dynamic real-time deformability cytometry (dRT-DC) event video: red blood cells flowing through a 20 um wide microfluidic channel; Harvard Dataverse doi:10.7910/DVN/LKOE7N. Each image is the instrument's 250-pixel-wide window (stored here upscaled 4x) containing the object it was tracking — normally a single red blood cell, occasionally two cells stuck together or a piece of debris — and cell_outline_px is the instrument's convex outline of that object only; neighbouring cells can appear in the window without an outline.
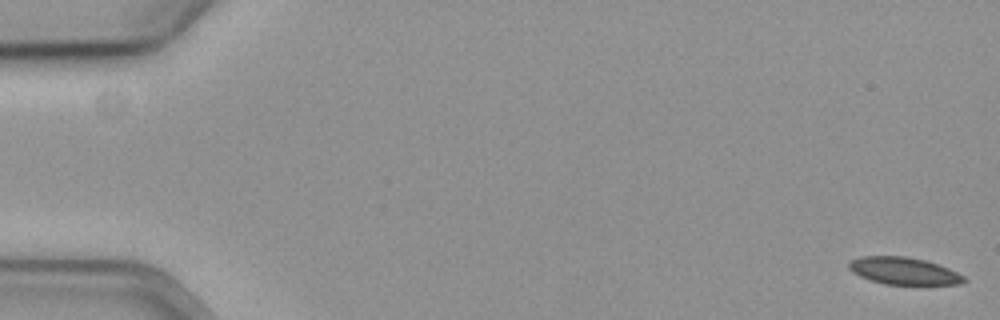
{"species": "common noctule bat (a hibernating species)", "species_latin": "Nyctalus noctula", "temperature_condition": "cold", "stored_images_in_passage": 58, "camera_frame_rate_fps": 3000, "um_per_image_px": 0.085, "animal": {"sex": "female", "body_mass_g": 19.3, "forearm_length_mm": 54.1}, "frame": {"image": 1, "passage_image": 1, "time_ms": 0.0, "image_size_px": [1000, 320], "cell_outline_px": [[968, 280], [960, 284], [884, 284], [868, 280], [852, 272], [848, 268], [848, 260], [860, 256], [904, 256], [924, 260], [948, 268], [964, 276]], "centroid_in_image_um": [76.76, 23.02], "position_along_channel_um": 8.2, "area_um2": 18.26}}
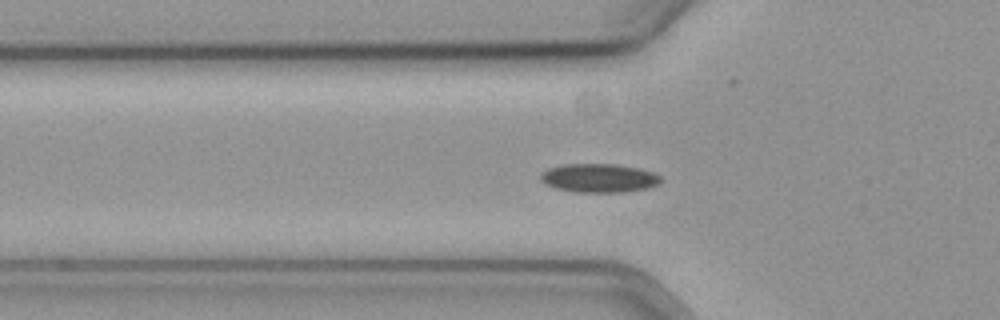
{"frame": {"image": 2, "passage_image": 20, "time_ms": 6.333, "image_size_px": [1000, 320], "cell_outline_px": [[664, 180], [660, 184], [648, 188], [624, 192], [572, 192], [552, 188], [544, 184], [540, 180], [540, 172], [548, 168], [564, 164], [616, 164], [640, 168], [652, 172], [660, 176]], "centroid_in_image_um": [50.89, 15.14], "position_along_channel_um": 74.9, "area_um2": 20.58}}
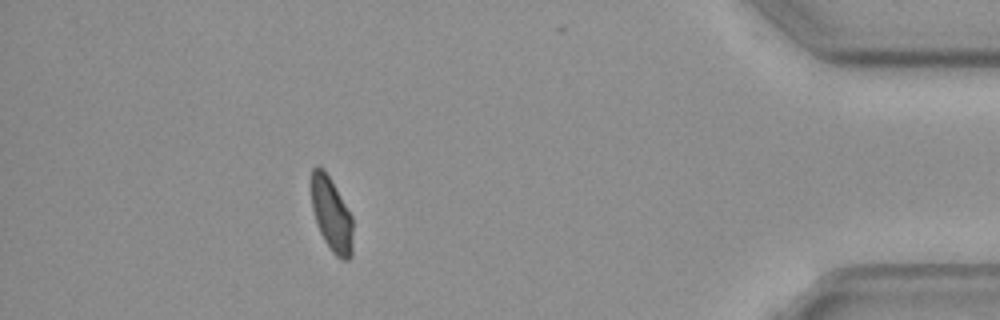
{"frame": {"image": 3, "passage_image": 52, "time_ms": 17.0, "image_size_px": [1000, 320], "cell_outline_px": [[352, 256], [348, 260], [344, 260], [336, 256], [332, 252], [324, 240], [320, 232], [312, 208], [312, 168], [316, 164], [324, 168], [336, 188], [352, 216]], "centroid_in_image_um": [28.18, 18.23], "position_along_channel_um": 407.0, "area_um2": 17.8}, "authors_computed_cell_mechanics": {"area_um2": 19.6231, "velocity_mm_per_s": 3.6127, "shape_relaxation_time_tau1_ms": 6.9177, "shape_relaxation_time_tau2_ms": null, "deformation_change_tau1": 0.0794, "deformation_change_tau2": null}}